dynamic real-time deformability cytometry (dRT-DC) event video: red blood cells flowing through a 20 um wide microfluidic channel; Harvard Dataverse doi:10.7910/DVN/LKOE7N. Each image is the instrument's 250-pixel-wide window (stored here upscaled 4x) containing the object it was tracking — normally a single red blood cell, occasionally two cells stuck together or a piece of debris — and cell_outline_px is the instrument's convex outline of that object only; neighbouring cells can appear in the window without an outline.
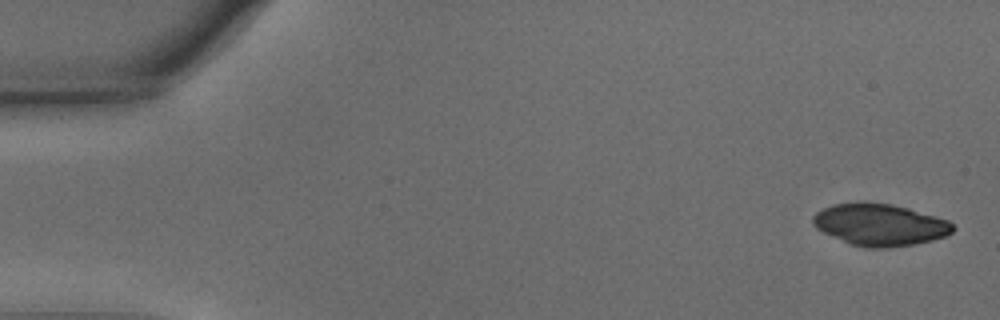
{"species": "common noctule bat (a hibernating species)", "species_latin": "Nyctalus noctula", "temperature_condition": "warm", "stored_images_in_passage": 7, "camera_frame_rate_fps": 3000, "um_per_image_px": 0.085, "animal": {"sex": "male", "body_mass_g": 15.6}, "frame": {"image": 1, "passage_image": 1, "time_ms": 0.0, "image_size_px": [1000, 320], "cell_outline_px": [[956, 228], [952, 232], [944, 236], [932, 240], [912, 244], [888, 248], [864, 248], [852, 244], [824, 232], [816, 228], [812, 224], [812, 216], [816, 212], [832, 204], [860, 200], [864, 200], [892, 204], [908, 208], [936, 216], [948, 220]], "centroid_in_image_um": [74.77, 19.07], "position_along_channel_um": 10.2, "area_um2": 34.45}}